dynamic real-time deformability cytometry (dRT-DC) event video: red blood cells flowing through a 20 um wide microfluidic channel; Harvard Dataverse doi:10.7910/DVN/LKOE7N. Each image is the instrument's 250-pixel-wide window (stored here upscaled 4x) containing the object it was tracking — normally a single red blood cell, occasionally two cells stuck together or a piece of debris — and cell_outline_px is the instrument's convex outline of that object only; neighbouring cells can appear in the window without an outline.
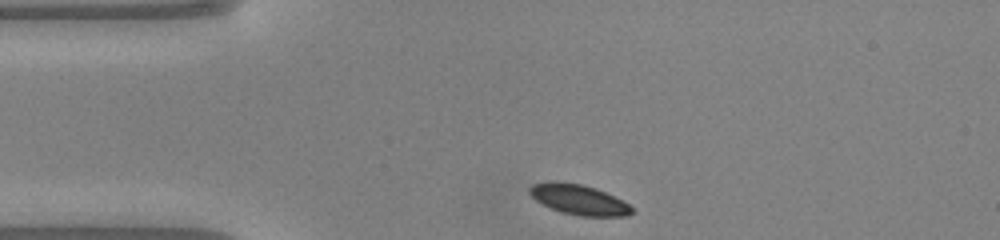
{"species": "common noctule bat (a hibernating species)", "species_latin": "Nyctalus noctula", "temperature_condition": "warm", "stored_images_in_passage": 40, "camera_frame_rate_fps": 3000, "um_per_image_px": 0.085, "animal": {"sex": "male", "body_mass_g": 20.0, "forearm_length_mm": 53.3}, "frame": {"image": 1, "passage_image": 1, "time_ms": 0.0, "image_size_px": [1000, 240], "cell_outline_px": [[636, 212], [628, 216], [580, 216], [560, 212], [536, 200], [528, 192], [528, 188], [532, 184], [580, 184], [596, 188], [624, 200]], "centroid_in_image_um": [49.3, 17.02], "position_along_channel_um": 35.7, "area_um2": 17.46}}
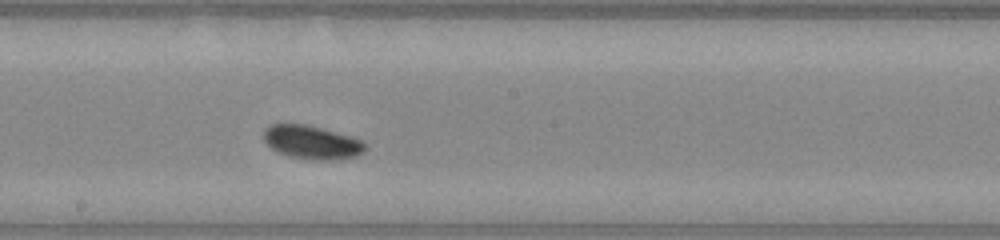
{"frame": {"image": 2, "passage_image": 17, "time_ms": 5.333, "image_size_px": [1000, 240], "cell_outline_px": [[368, 144], [364, 152], [356, 156], [332, 160], [312, 160], [288, 156], [276, 152], [264, 140], [264, 128], [272, 124], [308, 124], [352, 136]], "centroid_in_image_um": [26.52, 12.09], "position_along_channel_um": 221.7, "area_um2": 20.06}}
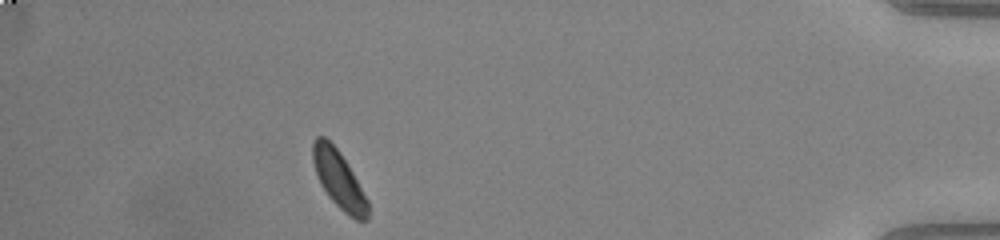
{"frame": {"image": 3, "passage_image": 35, "time_ms": 11.333, "image_size_px": [1000, 240], "cell_outline_px": [[368, 220], [356, 220], [348, 216], [328, 196], [320, 184], [312, 160], [312, 144], [316, 136], [324, 136], [340, 152], [348, 164], [368, 200]], "centroid_in_image_um": [28.8, 15.26], "position_along_channel_um": 406.4, "area_um2": 18.38}, "authors_computed_cell_mechanics": {"area_um2": 18.5827, "velocity_mm_per_s": 4.0436, "shape_relaxation_time_tau1_ms": 0.8868, "shape_relaxation_time_tau2_ms": null, "deformation_change_tau1": 0.0598, "deformation_change_tau2": null}}